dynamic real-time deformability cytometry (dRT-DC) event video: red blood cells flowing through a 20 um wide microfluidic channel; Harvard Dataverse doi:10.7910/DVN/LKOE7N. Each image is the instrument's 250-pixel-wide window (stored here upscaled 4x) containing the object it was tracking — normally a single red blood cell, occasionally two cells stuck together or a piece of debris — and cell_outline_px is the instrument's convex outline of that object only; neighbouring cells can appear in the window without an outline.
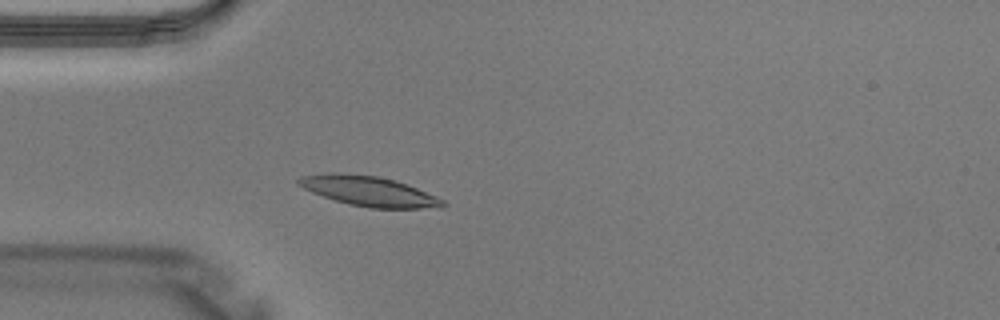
{"species": "Egyptian fruit bat (a non-hibernating species)", "species_latin": "Rousettus aegyptiacus", "temperature_condition": "warm", "stored_images_in_passage": 3, "camera_frame_rate_fps": 3000, "um_per_image_px": 0.085, "animal": {"sex": "male"}, "frame": {"image": 1, "passage_image": 3, "time_ms": 0.667, "image_size_px": [1000, 320], "cell_outline_px": [[448, 204], [444, 208], [368, 208], [348, 204], [312, 192], [296, 184], [296, 180], [300, 176], [332, 172], [336, 172], [380, 176], [416, 188], [436, 196], [444, 200]], "centroid_in_image_um": [31.36, 16.25], "position_along_channel_um": 53.6, "area_um2": 25.14}}